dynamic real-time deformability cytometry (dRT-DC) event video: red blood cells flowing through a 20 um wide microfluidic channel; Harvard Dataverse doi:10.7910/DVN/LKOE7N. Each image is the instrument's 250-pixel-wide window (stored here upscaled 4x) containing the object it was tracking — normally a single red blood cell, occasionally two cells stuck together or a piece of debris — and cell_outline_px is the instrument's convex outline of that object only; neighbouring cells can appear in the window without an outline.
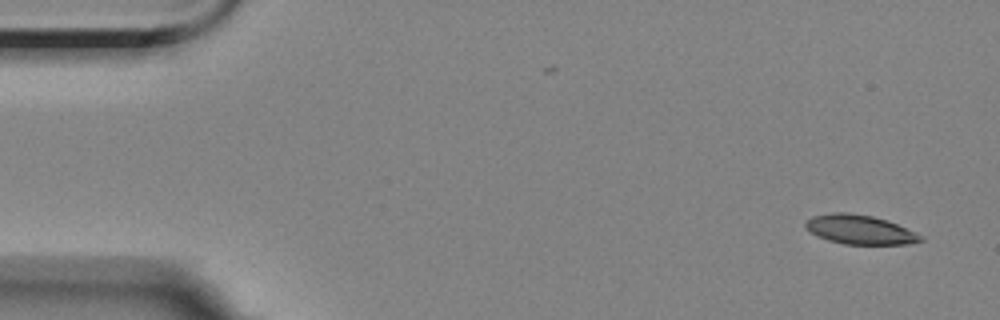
{"species": "Egyptian fruit bat (a non-hibernating species)", "species_latin": "Rousettus aegyptiacus", "temperature_condition": "room temperature", "stored_images_in_passage": 2, "camera_frame_rate_fps": 3000, "um_per_image_px": 0.085, "animal": {"sex": "female"}, "frame": {"image": 1, "passage_image": 2, "time_ms": 1.333, "image_size_px": [1000, 320], "cell_outline_px": [[924, 240], [908, 244], [844, 244], [828, 240], [816, 236], [804, 228], [804, 224], [812, 216], [832, 212], [844, 212], [872, 216], [888, 220], [924, 236]], "centroid_in_image_um": [73.07, 19.52], "position_along_channel_um": 11.9, "area_um2": 19.71}}